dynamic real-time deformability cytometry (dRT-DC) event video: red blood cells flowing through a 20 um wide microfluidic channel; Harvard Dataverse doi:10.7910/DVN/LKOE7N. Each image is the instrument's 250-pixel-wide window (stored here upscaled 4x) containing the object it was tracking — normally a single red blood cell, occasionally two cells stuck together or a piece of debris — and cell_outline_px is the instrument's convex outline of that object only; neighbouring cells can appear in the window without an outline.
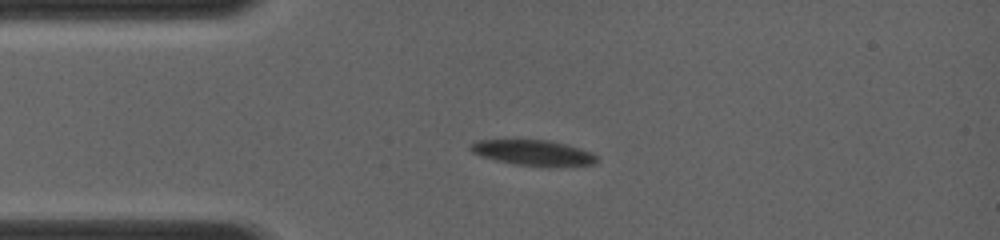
{"species": "common noctule bat (a hibernating species)", "species_latin": "Nyctalus noctula", "temperature_condition": "room temperature", "stored_images_in_passage": 4, "camera_frame_rate_fps": 4000, "um_per_image_px": 0.085, "animal": {"sex": "female", "body_mass_g": 19.0, "forearm_length_mm": 56.7}, "frame": {"image": 1, "passage_image": 3, "time_ms": 1.75, "image_size_px": [1000, 240], "cell_outline_px": [[596, 160], [592, 164], [520, 164], [500, 160], [484, 156], [472, 152], [472, 144], [480, 140], [552, 140], [568, 144], [592, 152], [596, 156]], "centroid_in_image_um": [45.35, 12.92], "position_along_channel_um": 39.6, "area_um2": 17.46}}